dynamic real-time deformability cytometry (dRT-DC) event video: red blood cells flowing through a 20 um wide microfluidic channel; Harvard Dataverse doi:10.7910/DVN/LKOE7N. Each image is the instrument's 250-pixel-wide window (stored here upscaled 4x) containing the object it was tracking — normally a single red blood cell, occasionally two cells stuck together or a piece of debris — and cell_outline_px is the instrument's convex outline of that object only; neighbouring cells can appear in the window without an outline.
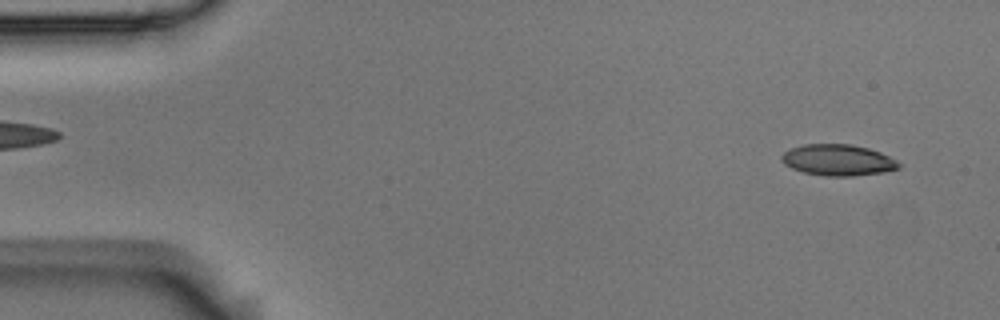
{"species": "Egyptian fruit bat (a non-hibernating species)", "species_latin": "Rousettus aegyptiacus", "temperature_condition": "room temperature", "stored_images_in_passage": 53, "camera_frame_rate_fps": 3000, "um_per_image_px": 0.085, "animal": {"sex": "male"}, "frame": {"image": 1, "passage_image": 3, "time_ms": 0.667, "image_size_px": [1000, 320], "cell_outline_px": [[900, 168], [884, 172], [852, 176], [828, 176], [804, 172], [792, 168], [784, 164], [780, 156], [784, 152], [792, 148], [804, 144], [852, 144], [868, 148], [880, 152], [896, 160], [900, 164]], "centroid_in_image_um": [71.23, 13.6], "position_along_channel_um": 13.8, "area_um2": 21.21}}
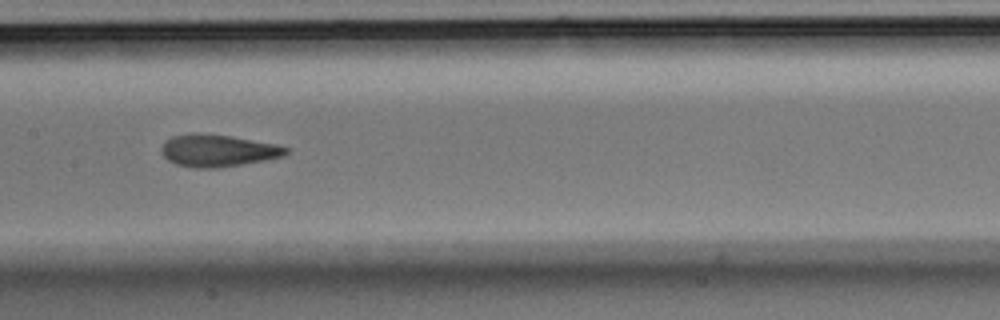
{"frame": {"image": 2, "passage_image": 26, "time_ms": 8.333, "image_size_px": [1000, 320], "cell_outline_px": [[288, 152], [284, 156], [264, 160], [216, 168], [192, 168], [176, 164], [168, 160], [160, 152], [160, 148], [164, 140], [172, 136], [192, 132], [196, 132], [232, 136], [276, 144], [288, 148]], "centroid_in_image_um": [18.46, 12.78], "position_along_channel_um": 188.9, "area_um2": 23.52}}
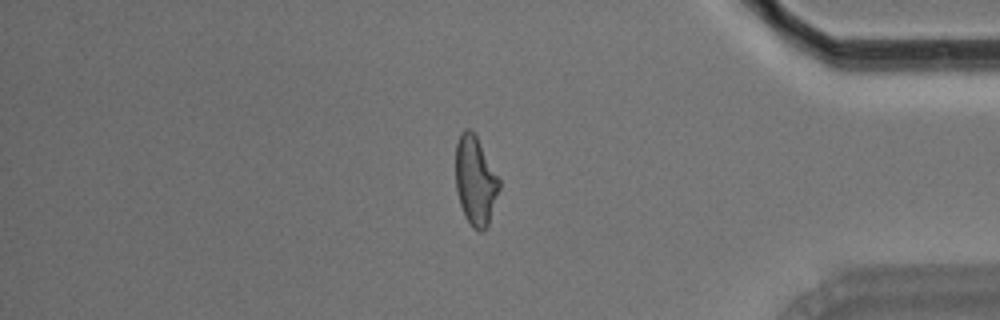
{"frame": {"image": 3, "passage_image": 45, "time_ms": 14.667, "image_size_px": [1000, 320], "cell_outline_px": [[500, 188], [488, 224], [484, 232], [480, 232], [472, 228], [464, 216], [460, 204], [456, 188], [456, 144], [460, 132], [464, 128], [468, 128], [476, 136], [500, 176]], "centroid_in_image_um": [40.42, 15.37], "position_along_channel_um": 394.8, "area_um2": 22.89}, "authors_computed_cell_mechanics": {"area_um2": 22.7154, "velocity_mm_per_s": 3.699, "shape_relaxation_time_tau1_ms": 9.6958, "shape_relaxation_time_tau2_ms": 2.4157, "deformation_change_tau1": 0.2518, "deformation_change_tau2": 0.1062}}